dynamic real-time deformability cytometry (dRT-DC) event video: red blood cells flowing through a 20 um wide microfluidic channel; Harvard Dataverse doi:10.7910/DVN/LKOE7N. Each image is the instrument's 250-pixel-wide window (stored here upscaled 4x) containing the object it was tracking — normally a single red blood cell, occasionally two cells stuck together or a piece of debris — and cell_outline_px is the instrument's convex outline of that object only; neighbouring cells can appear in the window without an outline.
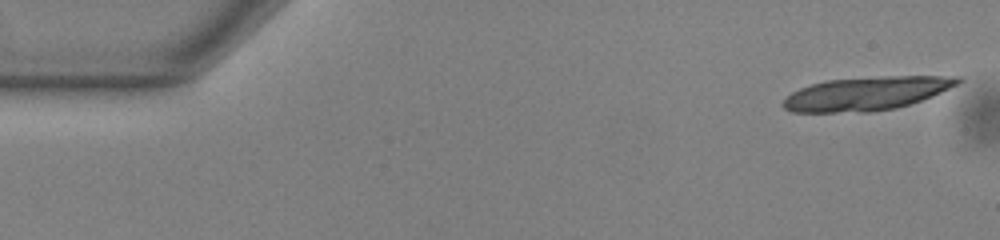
{"species": "common noctule bat (a hibernating species)", "species_latin": "Nyctalus noctula", "temperature_condition": "warm", "stored_images_in_passage": 16, "camera_frame_rate_fps": 3000, "um_per_image_px": 0.085, "animal": {"sex": "male", "body_mass_g": 13.0, "forearm_length_mm": 53.1}, "frame": {"image": 1, "passage_image": 1, "time_ms": 0.0, "image_size_px": [1000, 240], "cell_outline_px": [[964, 80], [932, 96], [896, 108], [872, 112], [792, 112], [784, 108], [780, 104], [792, 92], [800, 88], [824, 80], [884, 76], [960, 76]], "centroid_in_image_um": [73.62, 7.95], "position_along_channel_um": 11.4, "area_um2": 34.04}}